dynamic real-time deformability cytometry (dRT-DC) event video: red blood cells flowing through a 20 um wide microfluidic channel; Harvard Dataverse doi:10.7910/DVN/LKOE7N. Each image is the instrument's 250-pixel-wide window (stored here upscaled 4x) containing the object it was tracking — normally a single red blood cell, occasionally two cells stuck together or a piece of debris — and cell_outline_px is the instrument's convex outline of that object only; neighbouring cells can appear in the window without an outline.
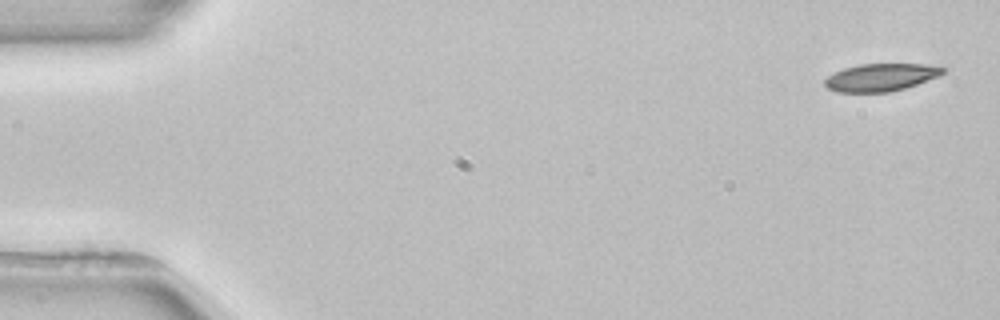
{"species": "common noctule bat (a hibernating species)", "species_latin": "Nyctalus noctula", "temperature_condition": "room temperature", "stored_images_in_passage": 4, "camera_frame_rate_fps": 3000, "um_per_image_px": 0.085, "animal": {"sex": "female", "body_mass_g": 22.7, "forearm_length_mm": 54.2}, "frame": {"image": 1, "passage_image": 1, "time_ms": 0.0, "image_size_px": [1000, 320], "cell_outline_px": [[948, 68], [940, 76], [904, 88], [888, 92], [836, 92], [828, 88], [824, 84], [824, 80], [828, 76], [844, 68], [860, 64], [924, 64]], "centroid_in_image_um": [74.88, 6.57], "position_along_channel_um": 10.1, "area_um2": 18.9}}
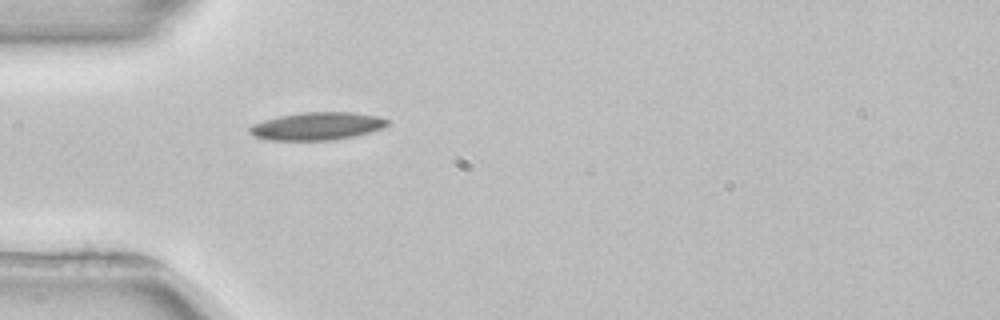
{"frame": {"image": 2, "passage_image": 4, "time_ms": 4.667, "image_size_px": [1000, 320], "cell_outline_px": [[392, 120], [388, 124], [380, 128], [356, 136], [332, 140], [264, 140], [252, 136], [248, 132], [248, 128], [252, 124], [276, 116], [300, 112], [352, 112], [376, 116]], "centroid_in_image_um": [26.88, 10.72], "position_along_channel_um": 58.1, "area_um2": 22.54}}